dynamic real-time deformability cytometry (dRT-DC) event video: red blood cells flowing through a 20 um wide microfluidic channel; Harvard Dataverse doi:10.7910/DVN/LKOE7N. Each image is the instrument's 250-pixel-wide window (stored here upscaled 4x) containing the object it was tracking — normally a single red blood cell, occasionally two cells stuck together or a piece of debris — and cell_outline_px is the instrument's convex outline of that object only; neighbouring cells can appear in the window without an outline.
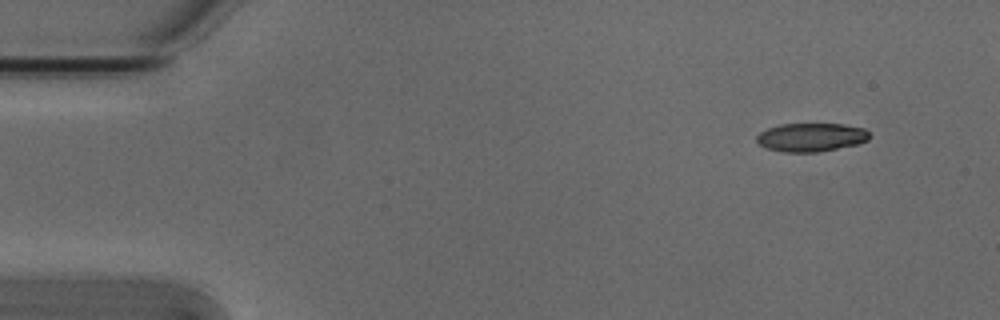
{"species": "Egyptian fruit bat (a non-hibernating species)", "species_latin": "Rousettus aegyptiacus", "temperature_condition": "cold", "stored_images_in_passage": 5, "camera_frame_rate_fps": 3000, "um_per_image_px": 0.085, "animal": {"sex": "male"}, "frame": {"image": 1, "passage_image": 5, "time_ms": 1.333, "image_size_px": [1000, 320], "cell_outline_px": [[868, 140], [856, 144], [816, 152], [784, 152], [768, 148], [760, 144], [756, 140], [756, 136], [760, 132], [768, 128], [780, 124], [844, 124], [864, 128], [868, 132]], "centroid_in_image_um": [68.92, 11.66], "position_along_channel_um": 16.1, "area_um2": 18.5}}